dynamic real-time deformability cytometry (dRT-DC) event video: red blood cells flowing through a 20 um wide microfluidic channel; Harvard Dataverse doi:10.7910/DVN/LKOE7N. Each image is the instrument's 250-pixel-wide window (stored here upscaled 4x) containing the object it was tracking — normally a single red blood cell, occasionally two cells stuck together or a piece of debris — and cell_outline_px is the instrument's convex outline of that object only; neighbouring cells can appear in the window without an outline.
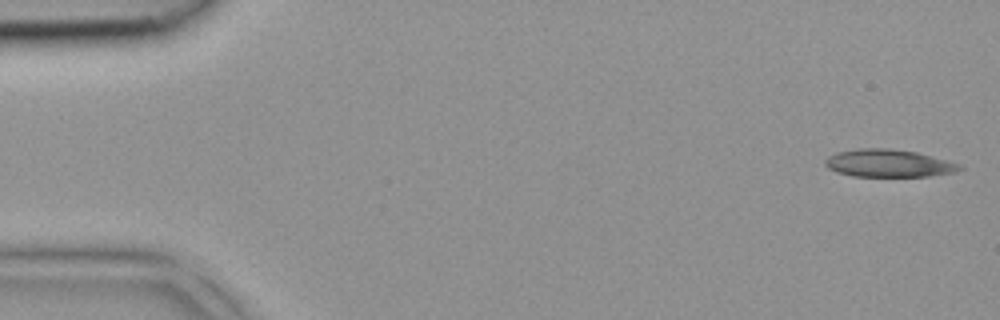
{"species": "common noctule bat (a hibernating species)", "species_latin": "Nyctalus noctula", "temperature_condition": "room temperature", "stored_images_in_passage": 42, "segment_of_instrument_passage": [1, 2], "camera_frame_rate_fps": 3000, "um_per_image_px": 0.085, "animal": {"sex": "female", "body_mass_g": 18.4}, "frame": {"image": 1, "passage_image": 1, "time_ms": 0.0, "image_size_px": [1000, 320], "cell_outline_px": [[964, 168], [956, 172], [928, 176], [852, 176], [836, 172], [828, 168], [824, 164], [824, 160], [828, 156], [836, 152], [856, 148], [888, 148], [916, 152], [960, 164]], "centroid_in_image_um": [75.48, 13.87], "position_along_channel_um": 9.5, "area_um2": 21.68}}
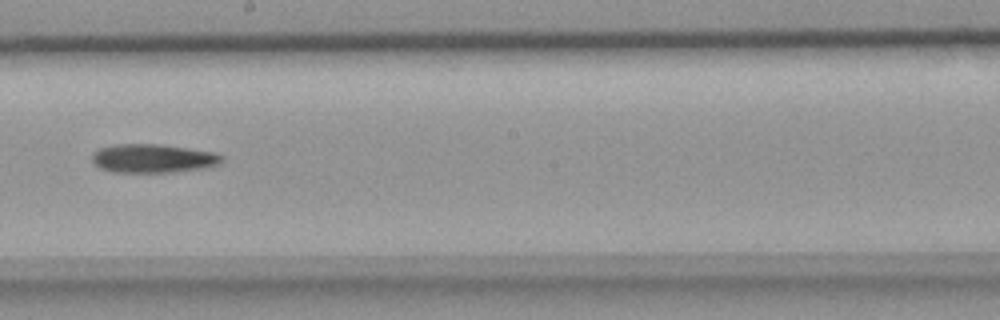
{"frame": {"image": 2, "passage_image": 23, "time_ms": 7.333, "image_size_px": [1000, 320], "cell_outline_px": [[224, 160], [220, 164], [208, 168], [172, 172], [112, 172], [100, 168], [92, 160], [92, 152], [100, 148], [116, 144], [156, 144], [216, 152], [224, 156]], "centroid_in_image_um": [13.05, 13.47], "position_along_channel_um": 235.1, "area_um2": 21.85}}
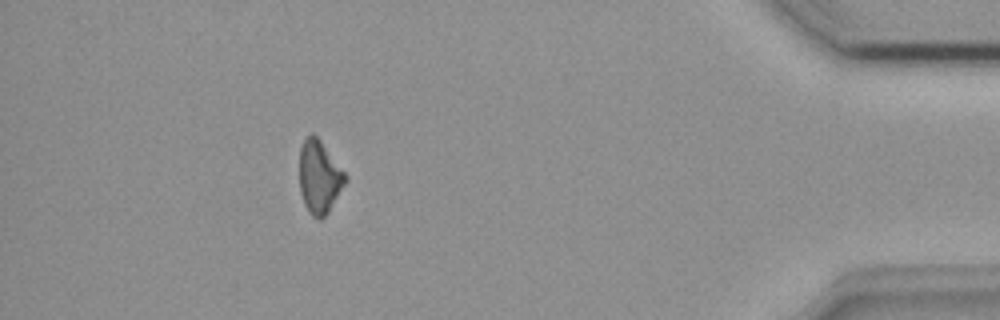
{"frame": {"image": 3, "passage_image": 37, "time_ms": 12.0, "image_size_px": [1000, 320], "cell_outline_px": [[348, 180], [328, 212], [320, 220], [312, 216], [308, 212], [304, 204], [300, 192], [300, 148], [304, 140], [312, 132], [320, 140], [348, 176]], "centroid_in_image_um": [27.15, 15.06], "position_along_channel_um": 408.0, "area_um2": 19.48}}